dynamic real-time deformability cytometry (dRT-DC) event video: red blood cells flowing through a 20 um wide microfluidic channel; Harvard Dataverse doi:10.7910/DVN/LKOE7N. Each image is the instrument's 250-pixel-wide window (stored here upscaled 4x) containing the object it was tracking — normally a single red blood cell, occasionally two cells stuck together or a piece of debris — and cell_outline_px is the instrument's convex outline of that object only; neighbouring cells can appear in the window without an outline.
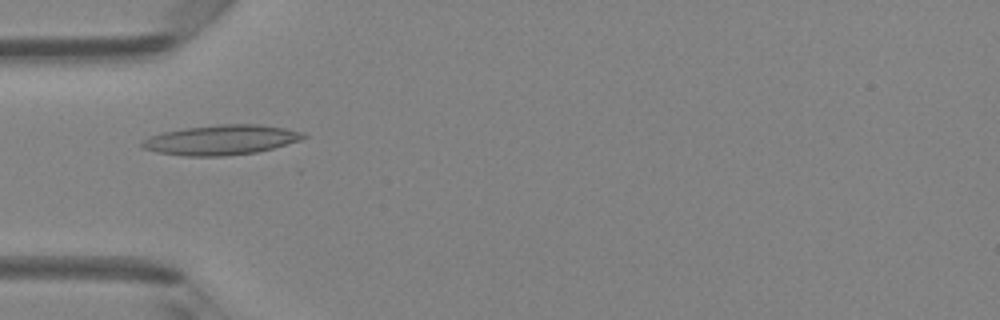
{"species": "Egyptian fruit bat (a non-hibernating species)", "species_latin": "Rousettus aegyptiacus", "temperature_condition": "room temperature", "stored_images_in_passage": 48, "camera_frame_rate_fps": 3000, "um_per_image_px": 0.085, "animal": {"sex": "female"}, "frame": {"image": 1, "passage_image": 15, "time_ms": 4.667, "image_size_px": [1000, 320], "cell_outline_px": [[308, 136], [300, 140], [272, 148], [256, 152], [224, 156], [184, 156], [156, 152], [140, 148], [140, 144], [144, 140], [152, 136], [164, 132], [184, 128], [220, 124], [260, 124], [284, 128], [304, 132]], "centroid_in_image_um": [18.79, 11.89], "position_along_channel_um": 66.2, "area_um2": 28.03}}
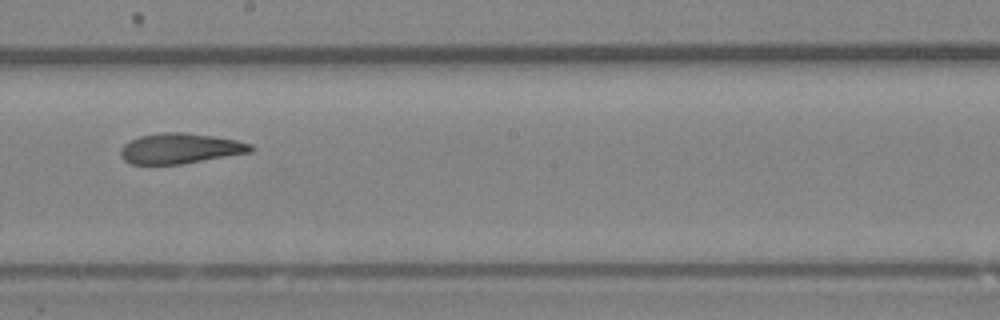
{"frame": {"image": 2, "passage_image": 27, "time_ms": 8.667, "image_size_px": [1000, 320], "cell_outline_px": [[256, 148], [252, 152], [180, 164], [132, 164], [124, 160], [120, 156], [120, 148], [128, 140], [140, 136], [164, 132], [184, 132], [212, 136], [236, 140], [252, 144]], "centroid_in_image_um": [15.31, 12.61], "position_along_channel_um": 232.9, "area_um2": 23.06}}
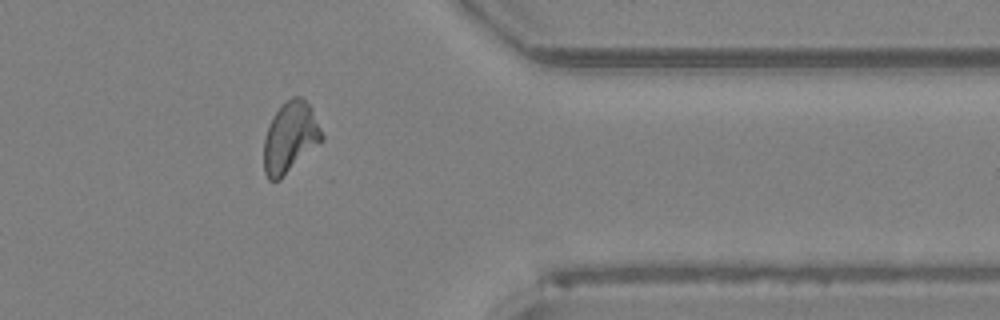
{"frame": {"image": 3, "passage_image": 39, "time_ms": 12.667, "image_size_px": [1000, 320], "cell_outline_px": [[324, 140], [280, 180], [268, 180], [264, 172], [264, 140], [272, 116], [292, 96], [304, 96], [312, 108], [324, 136]], "centroid_in_image_um": [24.69, 11.68], "position_along_channel_um": 386.7, "area_um2": 24.04}, "authors_computed_cell_mechanics": {"area_um2": 23.9292, "velocity_mm_per_s": 4.1986, "shape_relaxation_time_tau1_ms": 9.3276, "shape_relaxation_time_tau2_ms": 3.6594, "deformation_change_tau1": 0.2372, "deformation_change_tau2": 0.1103}}